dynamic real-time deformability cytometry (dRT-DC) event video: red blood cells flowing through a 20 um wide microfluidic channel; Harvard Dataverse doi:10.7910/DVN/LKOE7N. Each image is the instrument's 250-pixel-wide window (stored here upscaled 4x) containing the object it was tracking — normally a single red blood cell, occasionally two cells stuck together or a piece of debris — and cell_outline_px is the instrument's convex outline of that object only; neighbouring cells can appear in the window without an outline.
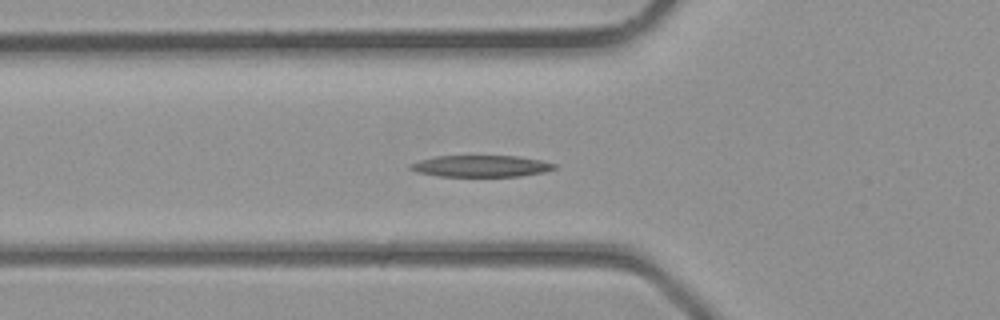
{"species": "common noctule bat (a hibernating species)", "species_latin": "Nyctalus noctula", "temperature_condition": "room temperature", "stored_images_in_passage": 39, "camera_frame_rate_fps": 3000, "um_per_image_px": 0.085, "animal": {"sex": "male", "body_mass_g": 23.1, "forearm_length_mm": 52.7}, "frame": {"image": 1, "passage_image": 13, "time_ms": 4.0, "image_size_px": [1000, 320], "cell_outline_px": [[556, 168], [544, 172], [520, 176], [440, 176], [416, 172], [408, 168], [412, 164], [420, 160], [436, 156], [520, 156], [540, 160], [556, 164]], "centroid_in_image_um": [40.9, 14.12], "position_along_channel_um": 84.9, "area_um2": 17.98}}
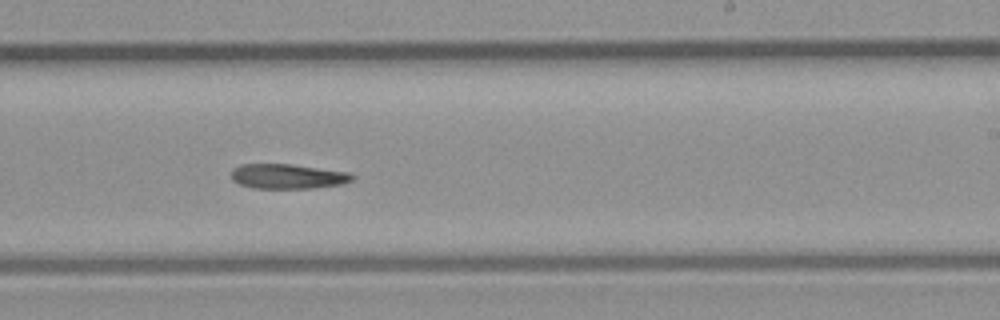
{"frame": {"image": 2, "passage_image": 23, "time_ms": 7.333, "image_size_px": [1000, 320], "cell_outline_px": [[356, 176], [352, 180], [344, 184], [312, 188], [252, 188], [240, 184], [232, 180], [232, 168], [240, 164], [292, 164], [352, 172]], "centroid_in_image_um": [24.5, 14.98], "position_along_channel_um": 264.5, "area_um2": 17.74}}
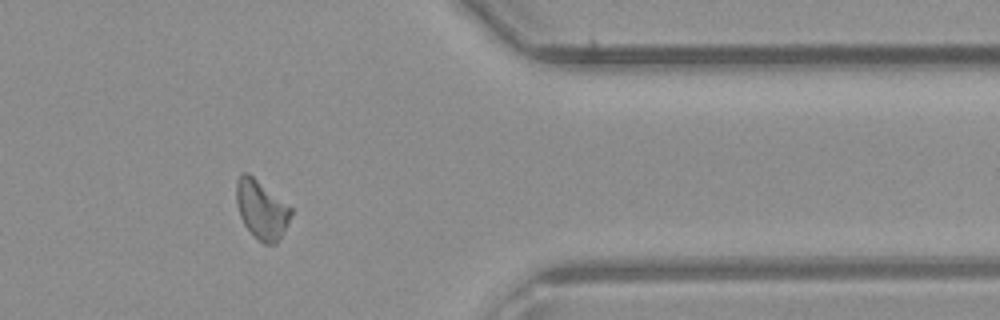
{"frame": {"image": 3, "passage_image": 31, "time_ms": 10.0, "image_size_px": [1000, 320], "cell_outline_px": [[292, 212], [284, 232], [276, 244], [264, 244], [244, 224], [240, 216], [236, 204], [236, 180], [240, 172], [248, 172], [292, 208]], "centroid_in_image_um": [22.21, 17.78], "position_along_channel_um": 389.2, "area_um2": 18.55}}